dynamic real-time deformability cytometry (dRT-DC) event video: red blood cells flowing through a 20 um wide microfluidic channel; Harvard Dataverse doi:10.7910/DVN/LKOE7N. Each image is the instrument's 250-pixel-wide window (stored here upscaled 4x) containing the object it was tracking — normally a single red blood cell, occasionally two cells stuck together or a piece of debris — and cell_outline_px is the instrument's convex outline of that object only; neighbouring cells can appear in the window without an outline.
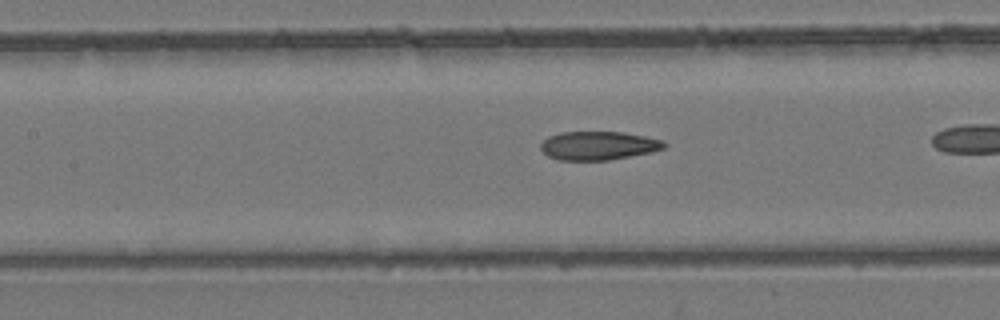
{"species": "common noctule bat (a hibernating species)", "species_latin": "Nyctalus noctula", "temperature_condition": "room temperature", "stored_images_in_passage": 24, "camera_frame_rate_fps": 3000, "um_per_image_px": 0.085, "animal": {"sex": "female", "body_mass_g": 24.6, "forearm_length_mm": 56.2}, "frame": {"image": 1, "passage_image": 8, "time_ms": 2.333, "image_size_px": [1000, 320], "cell_outline_px": [[668, 144], [664, 148], [652, 152], [608, 160], [560, 160], [548, 156], [540, 148], [540, 144], [548, 136], [560, 132], [624, 132], [664, 140]], "centroid_in_image_um": [50.88, 12.37], "position_along_channel_um": 156.5, "area_um2": 20.63}}
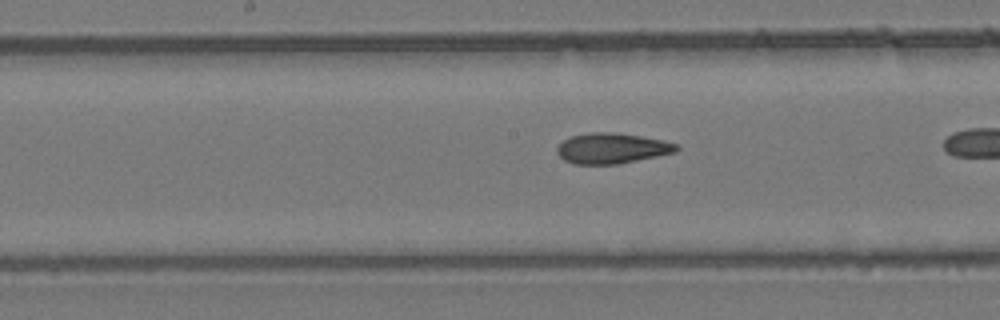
{"frame": {"image": 2, "passage_image": 11, "time_ms": 3.333, "image_size_px": [1000, 320], "cell_outline_px": [[680, 148], [676, 152], [616, 164], [572, 164], [564, 160], [556, 152], [556, 148], [564, 140], [572, 136], [588, 132], [616, 132], [664, 140], [676, 144]], "centroid_in_image_um": [51.99, 12.6], "position_along_channel_um": 196.2, "area_um2": 21.15}}